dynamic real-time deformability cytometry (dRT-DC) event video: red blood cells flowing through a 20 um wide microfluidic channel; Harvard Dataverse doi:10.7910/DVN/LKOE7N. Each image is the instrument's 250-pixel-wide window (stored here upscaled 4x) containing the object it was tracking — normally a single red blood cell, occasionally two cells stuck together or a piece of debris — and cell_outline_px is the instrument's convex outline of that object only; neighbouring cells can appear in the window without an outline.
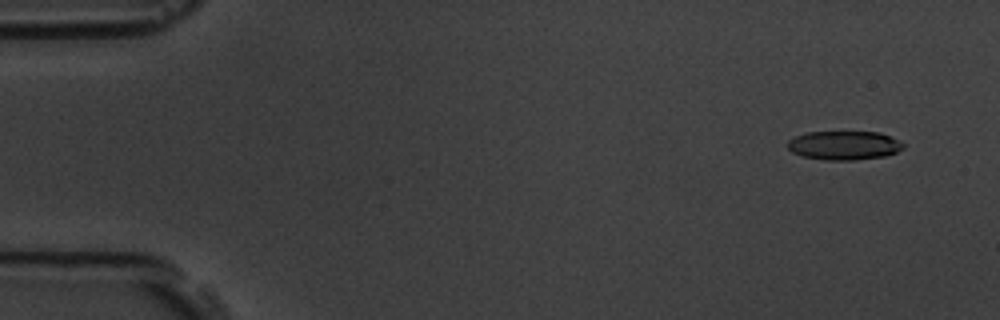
{"species": "common noctule bat (a hibernating species)", "species_latin": "Nyctalus noctula", "temperature_condition": "room temperature", "stored_images_in_passage": 11, "camera_frame_rate_fps": 3000, "um_per_image_px": 0.085, "animal": {"sex": "male", "body_mass_g": 19.5, "forearm_length_mm": 54.6}, "frame": {"image": 1, "passage_image": 2, "time_ms": 1.0, "image_size_px": [1000, 320], "cell_outline_px": [[904, 148], [896, 152], [884, 156], [856, 160], [824, 160], [804, 156], [792, 152], [788, 148], [788, 140], [796, 136], [808, 132], [880, 132], [900, 140], [904, 144]], "centroid_in_image_um": [71.77, 12.35], "position_along_channel_um": 13.2, "area_um2": 19.48}}
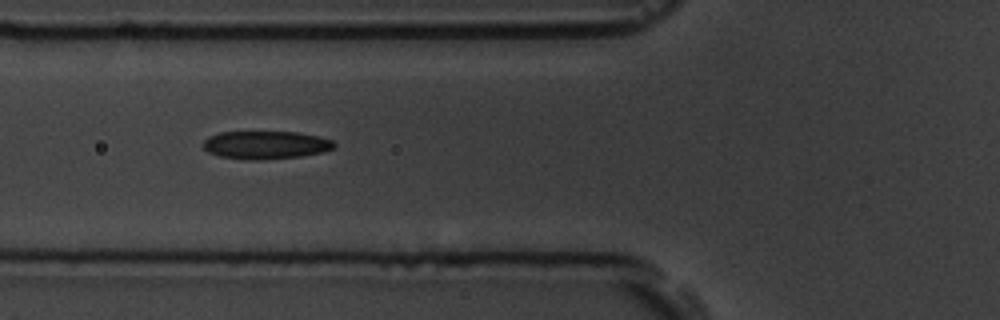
{"frame": {"image": 2, "passage_image": 7, "time_ms": 6.667, "image_size_px": [1000, 320], "cell_outline_px": [[336, 144], [332, 148], [324, 152], [300, 156], [260, 160], [248, 160], [220, 156], [208, 152], [204, 148], [204, 140], [208, 136], [220, 132], [296, 132], [320, 136], [332, 140]], "centroid_in_image_um": [22.59, 12.32], "position_along_channel_um": 103.2, "area_um2": 21.39}}
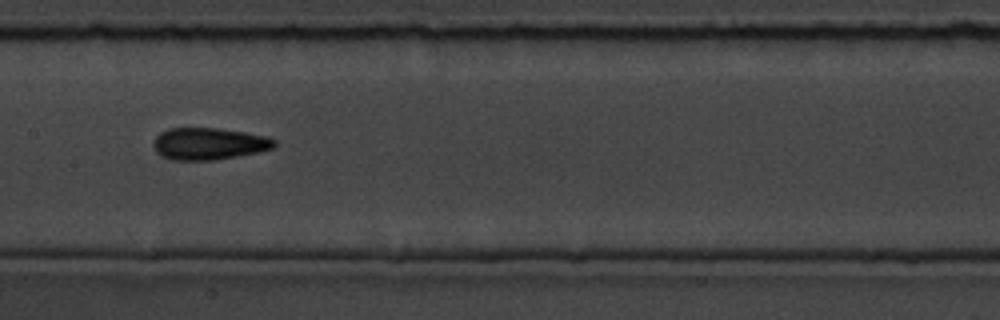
{"frame": {"image": 3, "passage_image": 9, "time_ms": 9.0, "image_size_px": [1000, 320], "cell_outline_px": [[276, 144], [272, 148], [260, 152], [216, 160], [172, 160], [160, 156], [156, 152], [152, 144], [156, 136], [160, 132], [168, 128], [216, 128], [244, 132], [268, 136], [276, 140]], "centroid_in_image_um": [17.74, 12.22], "position_along_channel_um": 189.7, "area_um2": 22.77}}